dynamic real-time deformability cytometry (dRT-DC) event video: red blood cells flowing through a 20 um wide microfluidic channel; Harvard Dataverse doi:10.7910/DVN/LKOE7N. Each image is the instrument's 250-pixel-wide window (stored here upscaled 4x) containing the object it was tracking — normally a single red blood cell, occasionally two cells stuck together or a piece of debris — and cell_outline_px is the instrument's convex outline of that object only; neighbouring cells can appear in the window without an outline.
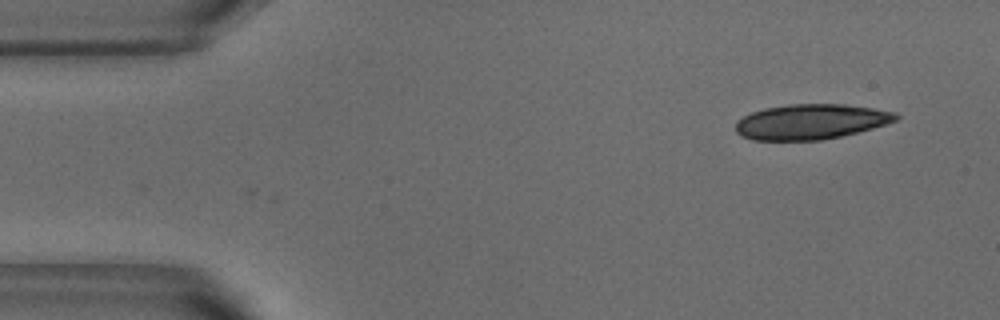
{"species": "common noctule bat (a hibernating species)", "species_latin": "Nyctalus noctula", "temperature_condition": "warm", "stored_images_in_passage": 9, "camera_frame_rate_fps": 3000, "um_per_image_px": 0.085, "animal": {"sex": "male", "body_mass_g": 18.8}, "frame": {"image": 1, "passage_image": 9, "time_ms": 2.667, "image_size_px": [1000, 320], "cell_outline_px": [[900, 116], [896, 120], [872, 128], [840, 136], [820, 140], [752, 140], [736, 132], [736, 120], [752, 112], [764, 108], [788, 104], [844, 104], [872, 108], [896, 112]], "centroid_in_image_um": [68.9, 10.34], "position_along_channel_um": 16.1, "area_um2": 32.66}}